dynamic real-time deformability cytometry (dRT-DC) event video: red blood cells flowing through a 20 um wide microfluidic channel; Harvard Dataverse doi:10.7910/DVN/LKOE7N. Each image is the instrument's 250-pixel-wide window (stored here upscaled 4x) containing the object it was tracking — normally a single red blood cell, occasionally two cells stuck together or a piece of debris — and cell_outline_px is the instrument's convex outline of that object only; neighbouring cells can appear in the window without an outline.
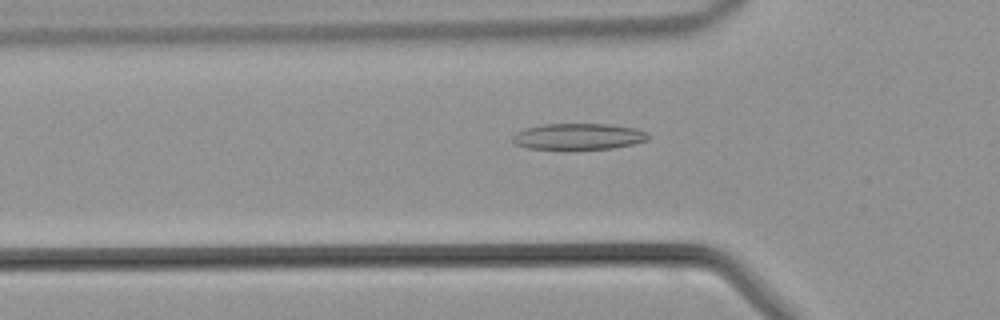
{"species": "common noctule bat (a hibernating species)", "species_latin": "Nyctalus noctula", "temperature_condition": "warm", "stored_images_in_passage": 39, "camera_frame_rate_fps": 3000, "um_per_image_px": 0.085, "animal": {"sex": "male", "body_mass_g": 21.5, "forearm_length_mm": 52.0}, "frame": {"image": 1, "passage_image": 9, "time_ms": 2.667, "image_size_px": [1000, 320], "cell_outline_px": [[648, 140], [632, 144], [612, 148], [564, 152], [528, 148], [516, 144], [512, 140], [512, 136], [516, 132], [524, 128], [544, 124], [612, 124], [636, 128], [648, 132]], "centroid_in_image_um": [49.13, 11.64], "position_along_channel_um": 76.7, "area_um2": 21.68}}
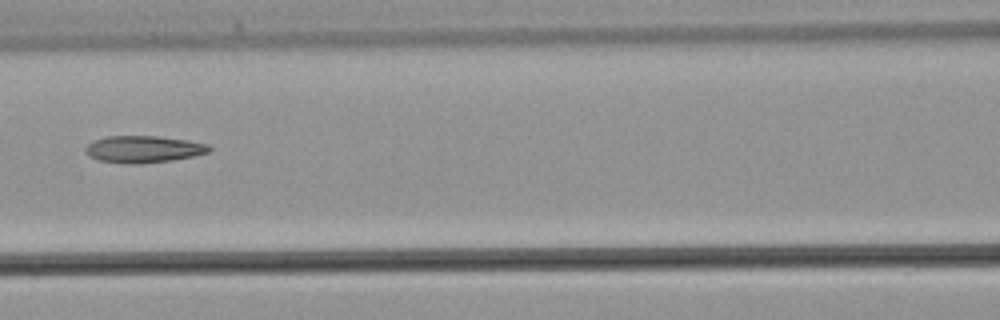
{"frame": {"image": 2, "passage_image": 14, "time_ms": 4.333, "image_size_px": [1000, 320], "cell_outline_px": [[212, 148], [208, 152], [192, 156], [172, 160], [136, 164], [128, 164], [100, 160], [88, 156], [84, 152], [84, 148], [88, 144], [96, 140], [108, 136], [156, 136], [188, 140], [208, 144]], "centroid_in_image_um": [12.18, 12.68], "position_along_channel_um": 154.4, "area_um2": 19.31}}
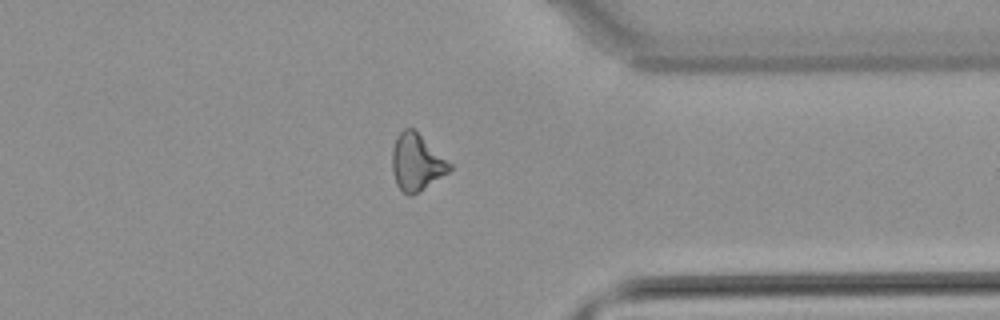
{"frame": {"image": 3, "passage_image": 29, "time_ms": 9.333, "image_size_px": [1000, 320], "cell_outline_px": [[452, 168], [448, 172], [412, 196], [408, 196], [396, 184], [392, 172], [392, 148], [396, 136], [404, 128], [412, 128], [452, 164]], "centroid_in_image_um": [35.38, 13.8], "position_along_channel_um": 376.0, "area_um2": 18.73}}